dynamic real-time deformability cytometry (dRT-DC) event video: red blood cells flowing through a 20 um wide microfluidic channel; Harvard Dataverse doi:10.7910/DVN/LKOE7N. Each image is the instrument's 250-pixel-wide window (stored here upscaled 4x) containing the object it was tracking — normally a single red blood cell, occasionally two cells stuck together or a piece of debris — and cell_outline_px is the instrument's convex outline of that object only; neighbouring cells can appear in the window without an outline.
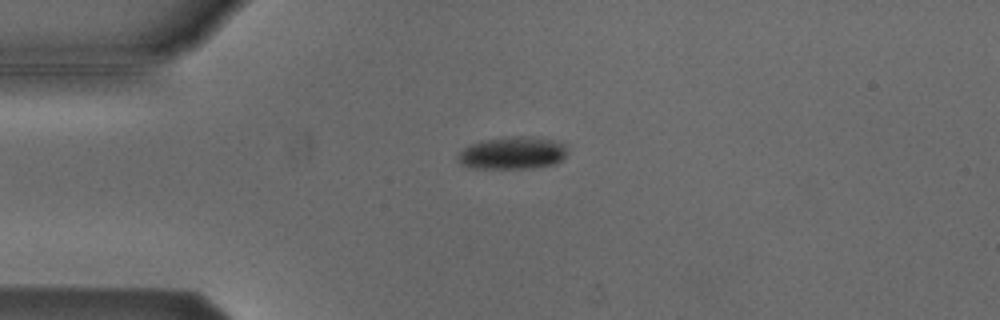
{"species": "Egyptian fruit bat (a non-hibernating species)", "species_latin": "Rousettus aegyptiacus", "temperature_condition": "cold", "stored_images_in_passage": 5, "camera_frame_rate_fps": 3000, "um_per_image_px": 0.085, "animal": {"sex": "male"}, "frame": {"image": 1, "passage_image": 5, "time_ms": 1.333, "image_size_px": [1000, 320], "cell_outline_px": [[568, 152], [556, 164], [532, 168], [468, 168], [460, 164], [456, 160], [456, 156], [468, 144], [488, 140], [552, 140], [568, 144]], "centroid_in_image_um": [43.53, 13.09], "position_along_channel_um": 41.5, "area_um2": 19.77}}